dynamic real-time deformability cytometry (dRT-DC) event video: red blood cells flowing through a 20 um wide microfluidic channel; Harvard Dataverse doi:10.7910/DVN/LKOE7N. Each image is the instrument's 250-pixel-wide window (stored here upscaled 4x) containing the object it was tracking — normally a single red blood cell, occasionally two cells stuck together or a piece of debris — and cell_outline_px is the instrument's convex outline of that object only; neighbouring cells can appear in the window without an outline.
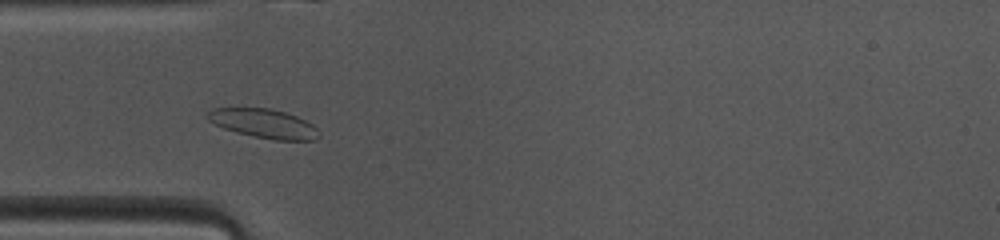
{"species": "common noctule bat (a hibernating species)", "species_latin": "Nyctalus noctula", "temperature_condition": "warm", "stored_images_in_passage": 41, "camera_frame_rate_fps": 3000, "um_per_image_px": 0.085, "animal": {"sex": "female", "body_mass_g": 10.0, "forearm_length_mm": 53.1}, "frame": {"image": 1, "passage_image": 7, "time_ms": 2.0, "image_size_px": [1000, 240], "cell_outline_px": [[320, 136], [316, 140], [276, 140], [252, 136], [236, 132], [224, 128], [208, 120], [204, 116], [212, 108], [268, 108], [284, 112], [296, 116], [312, 124], [320, 132]], "centroid_in_image_um": [22.42, 10.5], "position_along_channel_um": 62.6, "area_um2": 18.84}}
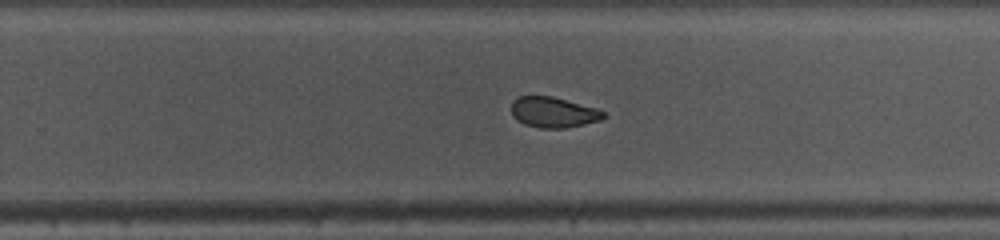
{"frame": {"image": 2, "passage_image": 23, "time_ms": 7.333, "image_size_px": [1000, 240], "cell_outline_px": [[608, 116], [600, 120], [584, 124], [564, 128], [540, 128], [524, 124], [516, 120], [512, 116], [512, 100], [516, 96], [552, 96], [596, 108], [604, 112]], "centroid_in_image_um": [47.01, 9.54], "position_along_channel_um": 282.8, "area_um2": 16.47}}
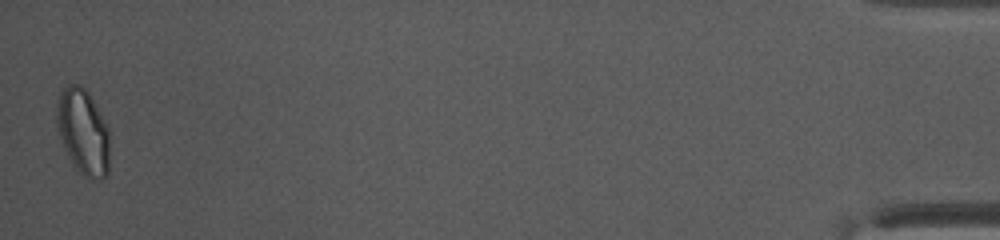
{"frame": {"image": 3, "passage_image": 41, "time_ms": 13.333, "image_size_px": [1000, 240], "cell_outline_px": [[108, 172], [104, 180], [92, 180], [84, 176], [76, 168], [68, 156], [64, 148], [60, 136], [56, 120], [56, 108], [60, 96], [64, 88], [68, 84], [80, 84], [88, 92], [108, 128]], "centroid_in_image_um": [7.06, 11.23], "position_along_channel_um": 428.1, "area_um2": 26.13}, "authors_computed_cell_mechanics": {"area_um2": 18.3226, "velocity_mm_per_s": 4.1101, "shape_relaxation_time_tau1_ms": null, "shape_relaxation_time_tau2_ms": 1.622, "deformation_change_tau1": null, "deformation_change_tau2": 0.0563}}